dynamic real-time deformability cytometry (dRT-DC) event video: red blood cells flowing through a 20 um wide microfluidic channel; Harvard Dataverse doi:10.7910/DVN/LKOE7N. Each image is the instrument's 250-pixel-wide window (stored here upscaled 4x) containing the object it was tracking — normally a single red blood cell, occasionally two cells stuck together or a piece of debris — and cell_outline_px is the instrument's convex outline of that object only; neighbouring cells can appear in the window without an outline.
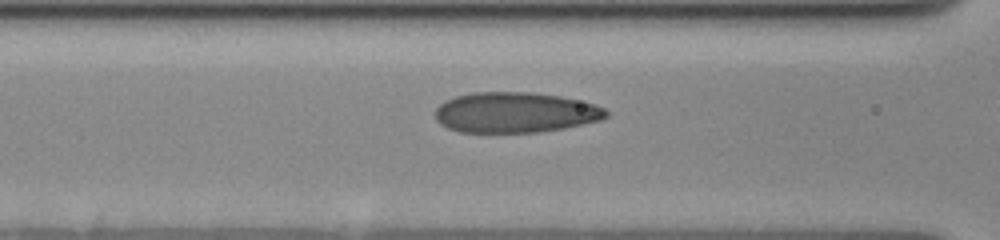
{"species": "human", "species_latin": "Homo sapiens", "temperature_condition": "cold", "stored_images_in_passage": 8, "camera_frame_rate_fps": 3000, "um_per_image_px": 0.085, "donor": {"sex": "female"}, "frame": {"image": 1, "passage_image": 6, "time_ms": 2.333, "image_size_px": [1000, 240], "cell_outline_px": [[608, 116], [600, 120], [564, 128], [536, 132], [460, 132], [448, 128], [440, 124], [436, 120], [436, 108], [444, 100], [456, 96], [472, 92], [532, 92], [560, 96], [596, 104], [604, 108], [608, 112]], "centroid_in_image_um": [43.78, 9.55], "position_along_channel_um": 122.8, "area_um2": 40.34}}